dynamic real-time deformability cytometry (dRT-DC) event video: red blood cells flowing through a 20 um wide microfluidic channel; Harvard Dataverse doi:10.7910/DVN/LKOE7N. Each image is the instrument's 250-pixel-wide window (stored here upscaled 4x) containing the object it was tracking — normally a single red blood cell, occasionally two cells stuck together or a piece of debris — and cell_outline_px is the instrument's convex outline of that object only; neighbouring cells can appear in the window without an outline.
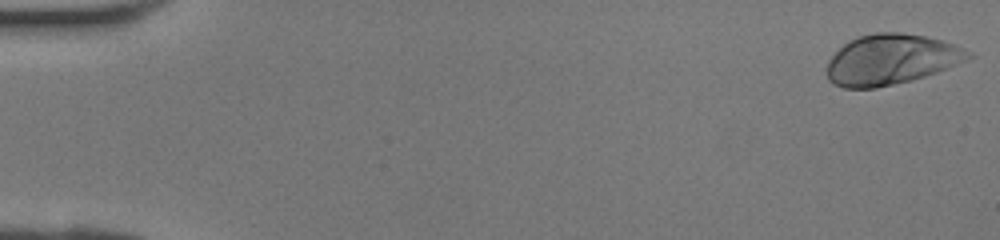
{"species": "human", "species_latin": "Homo sapiens", "temperature_condition": "room temperature", "stored_images_in_passage": 42, "camera_frame_rate_fps": 3000, "um_per_image_px": 0.085, "donor": {"sex": "female"}, "frame": {"image": 1, "passage_image": 1, "time_ms": 0.0, "image_size_px": [1000, 240], "cell_outline_px": [[976, 56], [968, 60], [936, 72], [912, 80], [876, 88], [844, 88], [832, 84], [828, 80], [828, 60], [848, 40], [860, 36], [876, 32], [900, 32], [924, 36], [944, 40], [956, 44], [964, 48]], "centroid_in_image_um": [75.77, 5.05], "position_along_channel_um": 9.2, "area_um2": 41.62}}
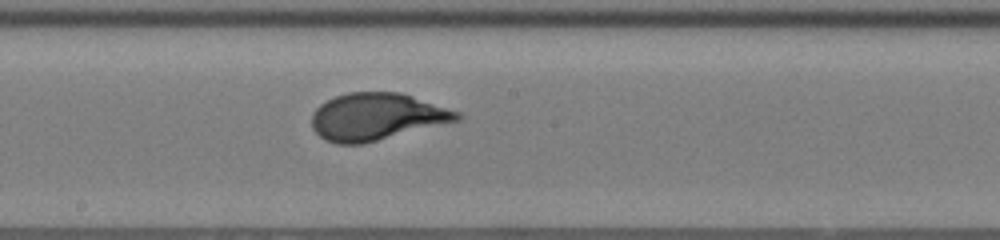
{"frame": {"image": 2, "passage_image": 23, "time_ms": 7.333, "image_size_px": [1000, 240], "cell_outline_px": [[464, 116], [460, 120], [364, 144], [336, 144], [324, 140], [312, 128], [312, 112], [320, 104], [336, 96], [348, 92], [400, 92], [460, 112]], "centroid_in_image_um": [32.01, 9.93], "position_along_channel_um": 216.2, "area_um2": 40.0}}
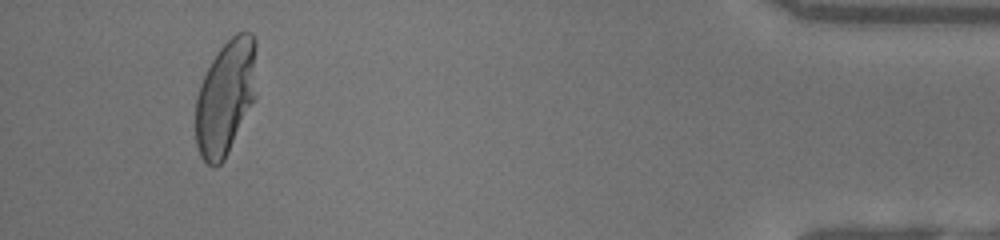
{"frame": {"image": 3, "passage_image": 39, "time_ms": 12.667, "image_size_px": [1000, 240], "cell_outline_px": [[256, 100], [224, 160], [216, 168], [212, 168], [200, 156], [196, 144], [196, 96], [200, 84], [212, 60], [220, 48], [236, 32], [252, 32], [256, 40]], "centroid_in_image_um": [19.2, 8.28], "position_along_channel_um": 416.0, "area_um2": 41.44}}